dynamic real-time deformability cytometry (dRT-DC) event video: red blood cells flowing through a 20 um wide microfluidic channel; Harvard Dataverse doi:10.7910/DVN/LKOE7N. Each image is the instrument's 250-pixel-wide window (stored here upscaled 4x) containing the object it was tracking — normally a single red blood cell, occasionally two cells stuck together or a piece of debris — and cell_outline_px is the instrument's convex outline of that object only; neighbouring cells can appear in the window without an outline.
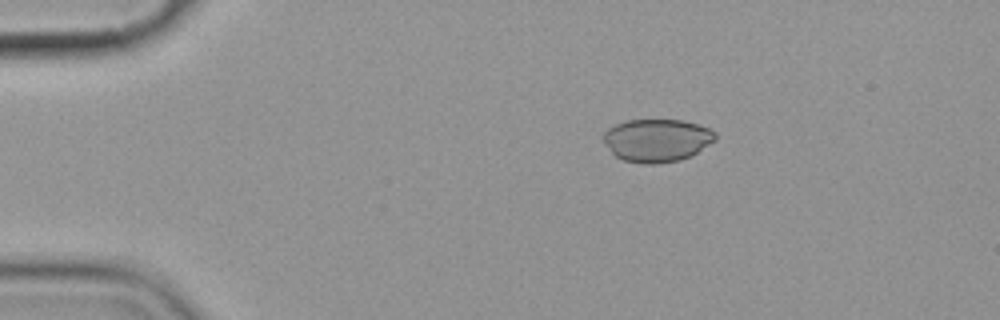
{"species": "common noctule bat (a hibernating species)", "species_latin": "Nyctalus noctula", "temperature_condition": "cold", "stored_images_in_passage": 5, "camera_frame_rate_fps": 3000, "um_per_image_px": 0.085, "animal": {"sex": "female", "body_mass_g": 19.9}, "frame": {"image": 1, "passage_image": 1, "time_ms": 0.0, "image_size_px": [1000, 320], "cell_outline_px": [[716, 140], [696, 152], [680, 160], [656, 164], [644, 164], [624, 160], [616, 156], [604, 144], [600, 136], [608, 128], [616, 124], [628, 120], [684, 120], [700, 124], [716, 132]], "centroid_in_image_um": [55.82, 11.91], "position_along_channel_um": 29.2, "area_um2": 28.09}}
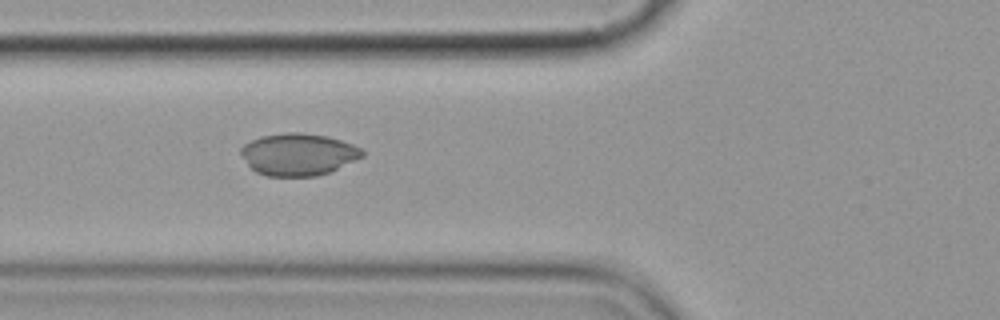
{"frame": {"image": 2, "passage_image": 4, "time_ms": 3.667, "image_size_px": [1000, 320], "cell_outline_px": [[364, 156], [328, 172], [316, 176], [268, 176], [256, 172], [248, 164], [240, 152], [240, 148], [244, 144], [260, 136], [284, 132], [300, 132], [328, 136], [352, 144], [360, 148], [364, 152]], "centroid_in_image_um": [25.34, 13.11], "position_along_channel_um": 100.5, "area_um2": 29.65}}
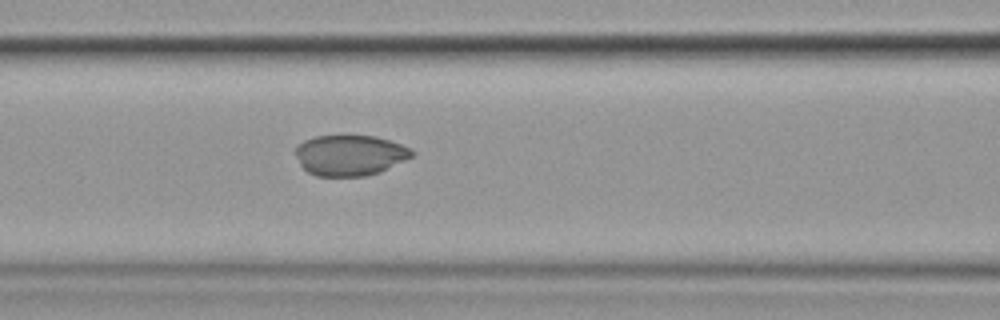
{"frame": {"image": 3, "passage_image": 5, "time_ms": 4.667, "image_size_px": [1000, 320], "cell_outline_px": [[416, 152], [412, 156], [380, 172], [364, 176], [316, 176], [308, 172], [300, 164], [296, 156], [296, 144], [304, 140], [316, 136], [376, 136], [412, 148]], "centroid_in_image_um": [29.74, 13.19], "position_along_channel_um": 136.9, "area_um2": 27.51}}